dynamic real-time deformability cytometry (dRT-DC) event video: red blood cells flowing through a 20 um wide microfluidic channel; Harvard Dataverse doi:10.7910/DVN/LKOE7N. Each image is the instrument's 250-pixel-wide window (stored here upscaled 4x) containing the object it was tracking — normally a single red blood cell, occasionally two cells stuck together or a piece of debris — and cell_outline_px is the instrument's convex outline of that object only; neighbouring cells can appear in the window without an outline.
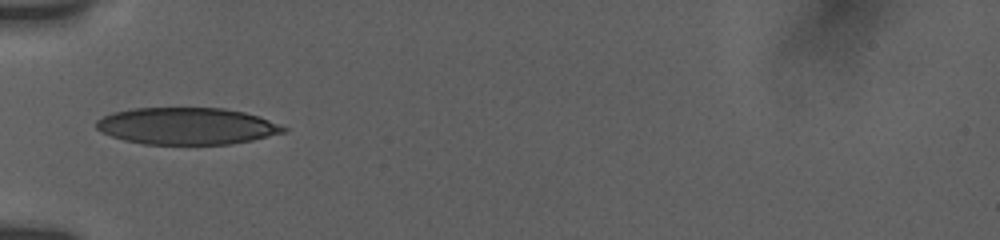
{"species": "human", "species_latin": "Homo sapiens", "temperature_condition": "room temperature", "stored_images_in_passage": 14, "camera_frame_rate_fps": 3000, "um_per_image_px": 0.085, "donor": {"sex": "female"}, "frame": {"image": 1, "passage_image": 1, "time_ms": 0.0, "image_size_px": [1000, 240], "cell_outline_px": [[288, 128], [284, 132], [252, 140], [228, 144], [144, 144], [124, 140], [112, 136], [96, 128], [96, 120], [112, 112], [136, 108], [224, 108], [244, 112], [260, 116]], "centroid_in_image_um": [15.88, 10.71], "position_along_channel_um": 69.1, "area_um2": 40.06}}
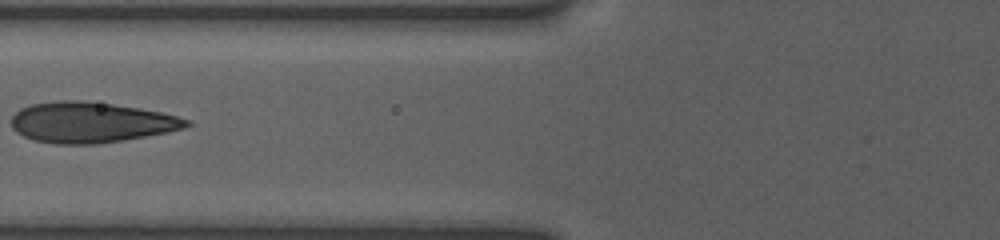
{"frame": {"image": 2, "passage_image": 5, "time_ms": 1.333, "image_size_px": [1000, 240], "cell_outline_px": [[192, 124], [184, 128], [124, 140], [96, 144], [56, 144], [32, 140], [16, 132], [12, 128], [12, 116], [20, 108], [32, 104], [56, 100], [84, 100], [140, 108], [160, 112], [176, 116], [188, 120]], "centroid_in_image_um": [7.67, 10.4], "position_along_channel_um": 118.1, "area_um2": 41.33}}
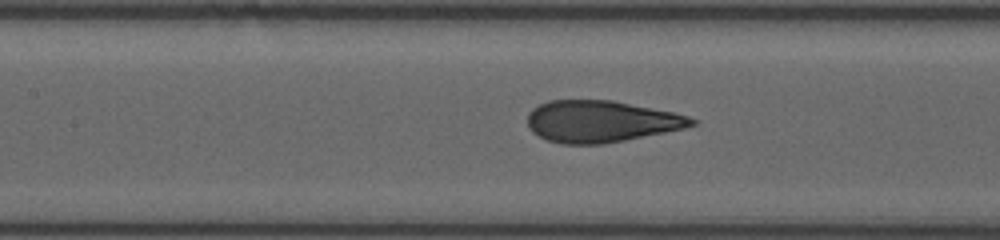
{"frame": {"image": 3, "passage_image": 10, "time_ms": 2.333, "image_size_px": [1000, 240], "cell_outline_px": [[696, 124], [684, 128], [604, 144], [564, 144], [548, 140], [532, 132], [528, 124], [528, 112], [532, 108], [548, 100], [612, 100], [672, 112], [688, 116], [696, 120]], "centroid_in_image_um": [51.05, 10.31], "position_along_channel_um": 156.4, "area_um2": 39.59}}